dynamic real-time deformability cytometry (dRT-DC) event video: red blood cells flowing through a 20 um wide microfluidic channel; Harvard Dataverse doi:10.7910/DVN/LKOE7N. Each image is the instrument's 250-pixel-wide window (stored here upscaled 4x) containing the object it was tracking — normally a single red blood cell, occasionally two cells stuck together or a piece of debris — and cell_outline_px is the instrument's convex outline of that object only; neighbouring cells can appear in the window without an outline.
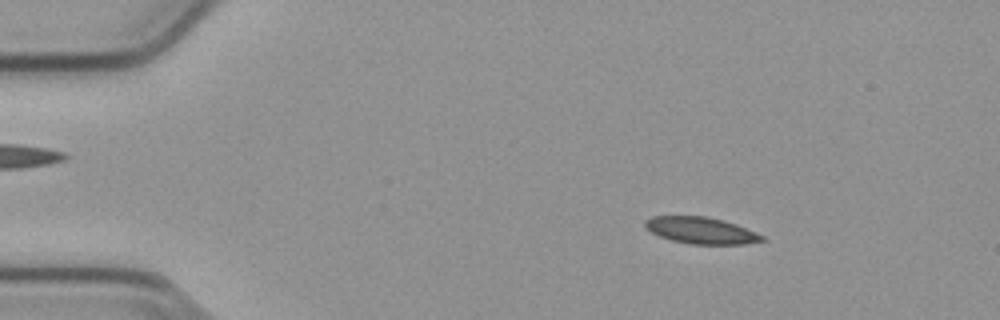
{"species": "common noctule bat (a hibernating species)", "species_latin": "Nyctalus noctula", "temperature_condition": "cold", "stored_images_in_passage": 54, "camera_frame_rate_fps": 3000, "um_per_image_px": 0.085, "animal": {"sex": "male", "body_mass_g": 23.1, "forearm_length_mm": 52.7}, "frame": {"image": 1, "passage_image": 8, "time_ms": 2.333, "image_size_px": [1000, 320], "cell_outline_px": [[764, 240], [744, 244], [692, 244], [672, 240], [660, 236], [652, 232], [644, 224], [644, 220], [652, 216], [708, 216], [724, 220], [736, 224], [756, 232], [764, 236]], "centroid_in_image_um": [59.6, 19.57], "position_along_channel_um": 25.4, "area_um2": 18.03}}
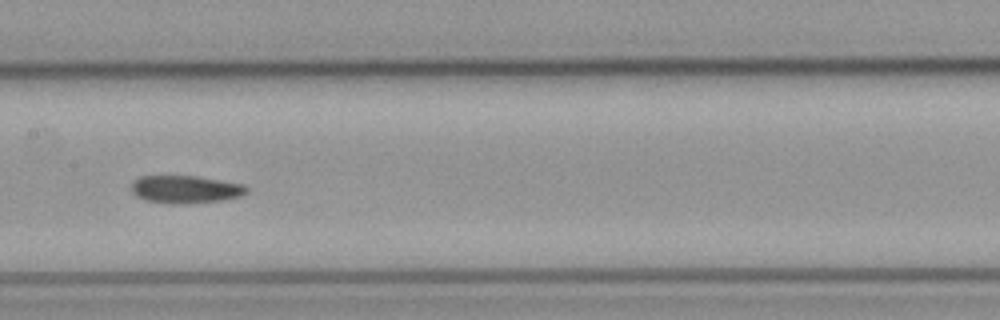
{"frame": {"image": 2, "passage_image": 27, "time_ms": 8.667, "image_size_px": [1000, 320], "cell_outline_px": [[248, 192], [240, 196], [224, 200], [144, 200], [136, 196], [132, 192], [132, 184], [140, 176], [196, 176], [244, 184], [248, 188]], "centroid_in_image_um": [15.81, 16.02], "position_along_channel_um": 191.6, "area_um2": 17.34}}
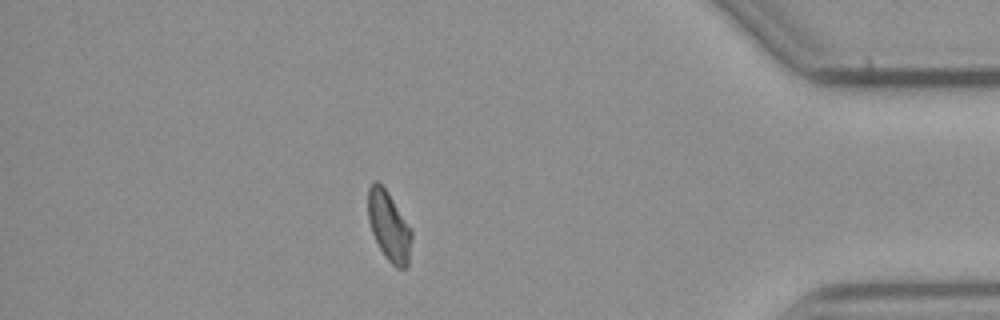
{"frame": {"image": 3, "passage_image": 47, "time_ms": 15.333, "image_size_px": [1000, 320], "cell_outline_px": [[412, 236], [408, 264], [404, 268], [396, 268], [384, 256], [372, 232], [368, 220], [368, 188], [372, 180], [376, 180], [388, 192], [412, 228]], "centroid_in_image_um": [33.06, 19.2], "position_along_channel_um": 402.1, "area_um2": 17.74}, "authors_computed_cell_mechanics": {"area_um2": 18.496, "velocity_mm_per_s": 3.7801, "shape_relaxation_time_tau1_ms": 7.1449, "shape_relaxation_time_tau2_ms": 3.3234, "deformation_change_tau1": 0.133, "deformation_change_tau2": 0.0847}}